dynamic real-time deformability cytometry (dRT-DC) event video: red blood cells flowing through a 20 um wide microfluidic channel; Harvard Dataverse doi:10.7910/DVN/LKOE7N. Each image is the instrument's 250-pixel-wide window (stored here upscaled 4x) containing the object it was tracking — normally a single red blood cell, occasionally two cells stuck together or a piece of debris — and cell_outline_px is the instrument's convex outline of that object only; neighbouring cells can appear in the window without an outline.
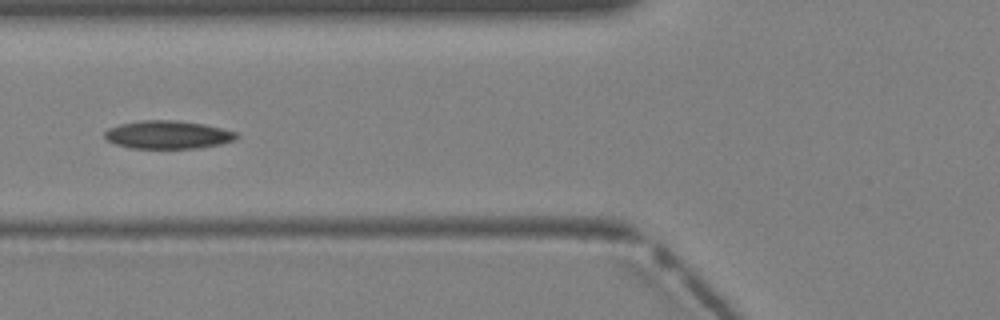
{"species": "Egyptian fruit bat (a non-hibernating species)", "species_latin": "Rousettus aegyptiacus", "temperature_condition": "warm", "stored_images_in_passage": 3, "camera_frame_rate_fps": 3000, "um_per_image_px": 0.085, "animal": {"sex": "female"}, "frame": {"image": 1, "passage_image": 3, "time_ms": 0.667, "image_size_px": [1000, 320], "cell_outline_px": [[240, 136], [236, 140], [220, 144], [200, 148], [132, 148], [116, 144], [108, 140], [104, 136], [104, 132], [108, 128], [120, 124], [140, 120], [176, 120], [204, 124], [236, 132]], "centroid_in_image_um": [14.28, 11.45], "position_along_channel_um": 111.5, "area_um2": 21.62}}